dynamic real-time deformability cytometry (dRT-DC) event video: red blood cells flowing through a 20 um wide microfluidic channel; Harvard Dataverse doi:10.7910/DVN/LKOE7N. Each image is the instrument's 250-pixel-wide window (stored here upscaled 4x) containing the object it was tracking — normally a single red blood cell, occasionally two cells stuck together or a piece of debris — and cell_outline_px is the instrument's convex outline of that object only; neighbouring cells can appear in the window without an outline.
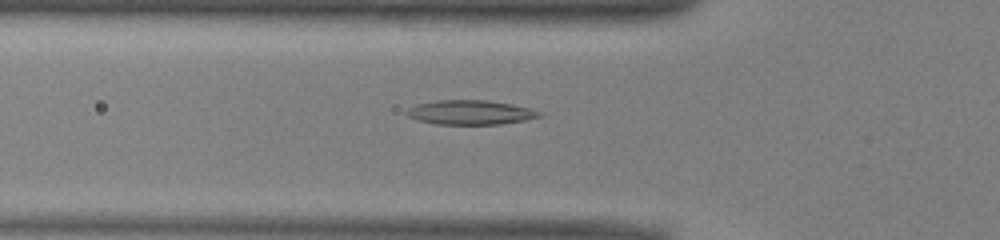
{"species": "common noctule bat (a hibernating species)", "species_latin": "Nyctalus noctula", "temperature_condition": "warm", "stored_images_in_passage": 51, "camera_frame_rate_fps": 3000, "um_per_image_px": 0.085, "animal": {"sex": "male", "body_mass_g": 13.0, "forearm_length_mm": 53.1}, "frame": {"image": 1, "passage_image": 17, "time_ms": 5.333, "image_size_px": [1000, 240], "cell_outline_px": [[544, 116], [524, 120], [500, 124], [436, 124], [420, 120], [408, 116], [404, 112], [408, 108], [416, 104], [436, 100], [488, 100], [512, 104], [544, 112]], "centroid_in_image_um": [40.0, 9.54], "position_along_channel_um": 85.8, "area_um2": 18.9}}
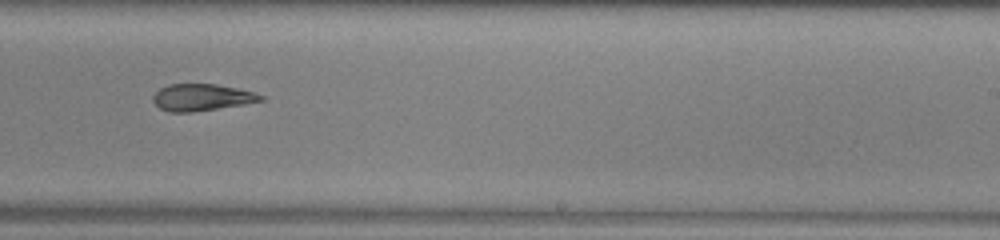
{"frame": {"image": 2, "passage_image": 31, "time_ms": 10.0, "image_size_px": [1000, 240], "cell_outline_px": [[264, 100], [244, 104], [192, 112], [168, 112], [160, 108], [152, 100], [152, 96], [160, 88], [168, 84], [216, 84], [236, 88], [252, 92], [264, 96]], "centroid_in_image_um": [17.11, 8.27], "position_along_channel_um": 271.9, "area_um2": 16.7}}
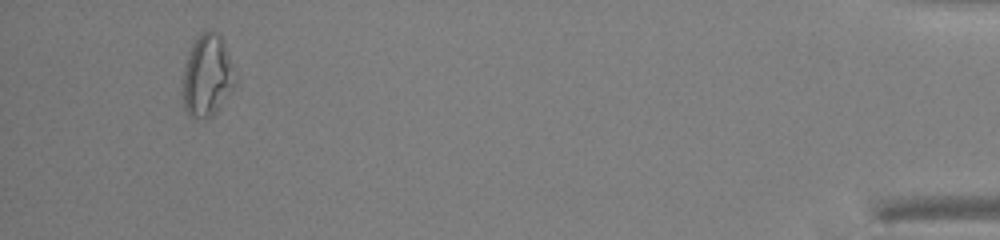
{"frame": {"image": 3, "passage_image": 48, "time_ms": 15.667, "image_size_px": [1000, 240], "cell_outline_px": [[236, 84], [216, 112], [212, 116], [196, 120], [192, 120], [188, 116], [184, 108], [180, 92], [184, 68], [188, 52], [196, 36], [204, 28], [212, 28], [220, 36], [232, 64], [236, 76]], "centroid_in_image_um": [17.56, 6.45], "position_along_channel_um": 417.6, "area_um2": 25.84}, "authors_computed_cell_mechanics": {"area_um2": 19.652, "velocity_mm_per_s": 3.99, "shape_relaxation_time_tau1_ms": null, "shape_relaxation_time_tau2_ms": 4.2243, "deformation_change_tau1": null, "deformation_change_tau2": 0.1317}}